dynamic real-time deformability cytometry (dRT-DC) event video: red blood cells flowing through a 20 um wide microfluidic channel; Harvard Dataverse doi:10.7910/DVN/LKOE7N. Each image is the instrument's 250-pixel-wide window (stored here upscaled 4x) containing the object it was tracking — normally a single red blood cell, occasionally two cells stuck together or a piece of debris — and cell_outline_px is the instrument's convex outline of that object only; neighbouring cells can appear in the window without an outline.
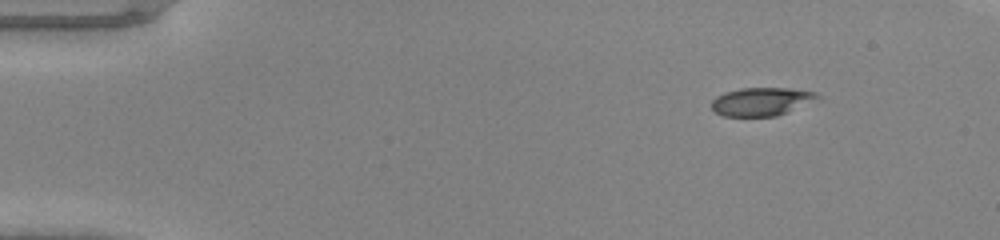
{"species": "common noctule bat (a hibernating species)", "species_latin": "Nyctalus noctula", "temperature_condition": "warm", "stored_images_in_passage": 43, "camera_frame_rate_fps": 3000, "um_per_image_px": 0.085, "animal": {"sex": "male", "body_mass_g": 20.0, "forearm_length_mm": 53.3}, "frame": {"image": 1, "passage_image": 1, "time_ms": 0.0, "image_size_px": [1000, 240], "cell_outline_px": [[824, 100], [776, 116], [724, 116], [716, 112], [712, 108], [712, 100], [716, 96], [724, 92], [740, 88], [788, 88], [816, 92]], "centroid_in_image_um": [64.83, 8.63], "position_along_channel_um": 20.2, "area_um2": 17.86}}
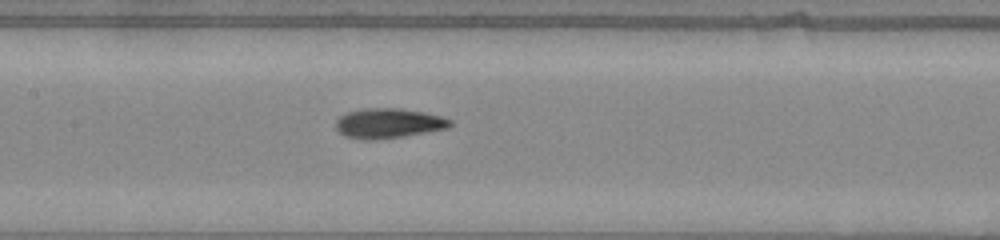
{"frame": {"image": 2, "passage_image": 19, "time_ms": 6.0, "image_size_px": [1000, 240], "cell_outline_px": [[452, 124], [448, 128], [404, 136], [376, 140], [364, 140], [344, 136], [336, 128], [336, 120], [340, 116], [348, 112], [364, 108], [400, 108], [424, 112], [440, 116], [452, 120]], "centroid_in_image_um": [33.01, 10.48], "position_along_channel_um": 174.4, "area_um2": 19.94}}
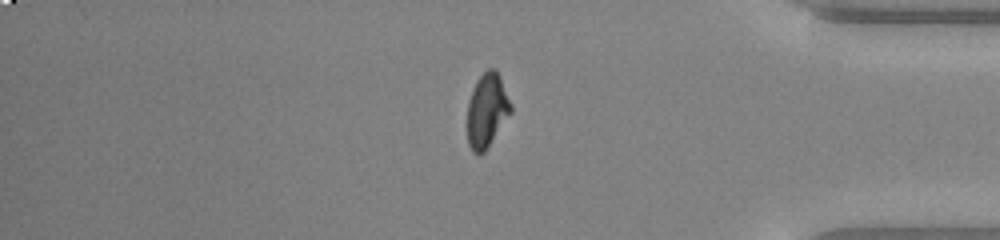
{"frame": {"image": 3, "passage_image": 36, "time_ms": 11.667, "image_size_px": [1000, 240], "cell_outline_px": [[512, 112], [484, 152], [480, 156], [472, 152], [468, 144], [468, 104], [472, 88], [476, 80], [488, 68], [496, 68], [500, 76], [512, 104]], "centroid_in_image_um": [41.4, 9.38], "position_along_channel_um": 393.8, "area_um2": 18.9}}